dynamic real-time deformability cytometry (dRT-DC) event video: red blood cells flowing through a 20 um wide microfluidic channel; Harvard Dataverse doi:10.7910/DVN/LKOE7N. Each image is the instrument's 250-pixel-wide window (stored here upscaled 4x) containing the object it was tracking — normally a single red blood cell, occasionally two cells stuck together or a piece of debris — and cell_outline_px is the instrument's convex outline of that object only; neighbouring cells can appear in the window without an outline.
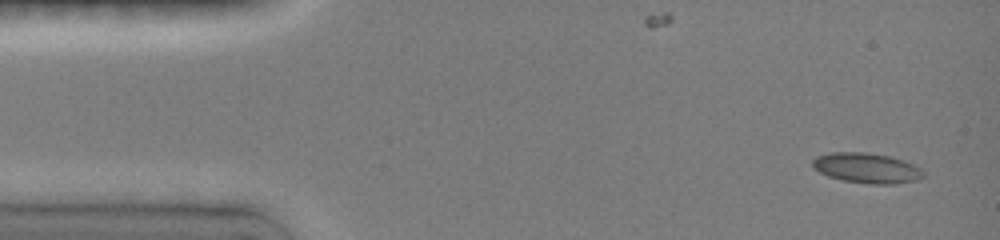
{"species": "common noctule bat (a hibernating species)", "species_latin": "Nyctalus noctula", "temperature_condition": "room temperature", "stored_images_in_passage": 4, "camera_frame_rate_fps": 3000, "um_per_image_px": 0.085, "animal": {"sex": "female", "body_mass_g": 19.0, "forearm_length_mm": 51.5}, "frame": {"image": 1, "passage_image": 1, "time_ms": 0.0, "image_size_px": [1000, 240], "cell_outline_px": [[924, 176], [916, 180], [892, 184], [868, 184], [840, 180], [828, 176], [820, 172], [812, 164], [812, 160], [816, 156], [832, 152], [864, 152], [888, 156], [904, 160], [920, 168], [924, 172]], "centroid_in_image_um": [73.66, 14.28], "position_along_channel_um": 11.3, "area_um2": 19.42}}
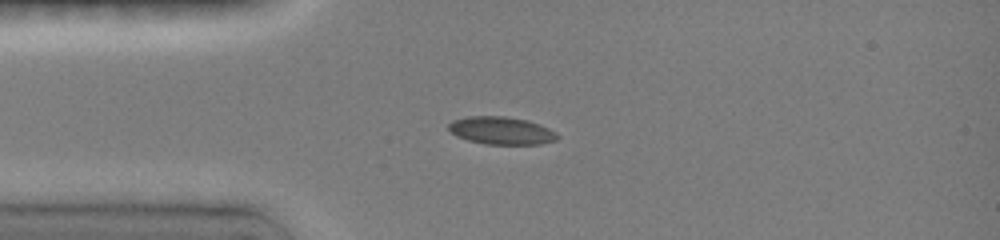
{"frame": {"image": 2, "passage_image": 4, "time_ms": 3.0, "image_size_px": [1000, 240], "cell_outline_px": [[560, 136], [556, 140], [540, 144], [484, 144], [468, 140], [456, 136], [448, 128], [448, 124], [452, 120], [468, 116], [504, 116], [528, 120], [540, 124], [556, 132]], "centroid_in_image_um": [42.62, 11.1], "position_along_channel_um": 42.4, "area_um2": 17.63}}